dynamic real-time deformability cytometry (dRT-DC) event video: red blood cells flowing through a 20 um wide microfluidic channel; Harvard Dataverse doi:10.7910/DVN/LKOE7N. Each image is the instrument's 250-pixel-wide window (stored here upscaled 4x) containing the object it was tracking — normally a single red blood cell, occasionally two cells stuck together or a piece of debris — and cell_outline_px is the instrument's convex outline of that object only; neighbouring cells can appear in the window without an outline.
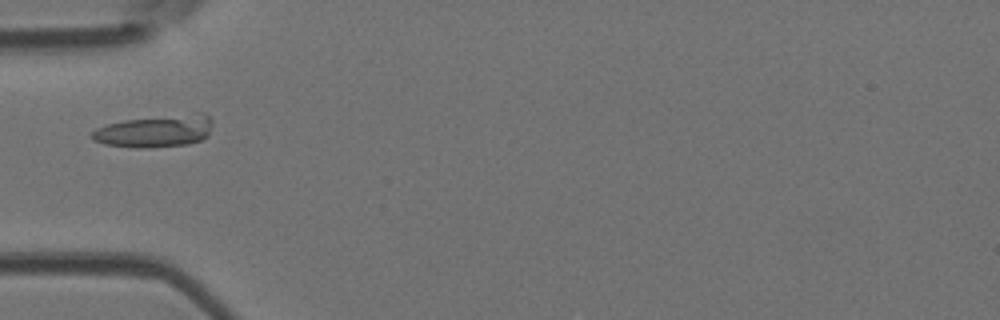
{"species": "Egyptian fruit bat (a non-hibernating species)", "species_latin": "Rousettus aegyptiacus", "temperature_condition": "room temperature", "stored_images_in_passage": 2, "camera_frame_rate_fps": 3000, "um_per_image_px": 0.085, "animal": {"sex": "female"}, "frame": {"image": 1, "passage_image": 2, "time_ms": 0.333, "image_size_px": [1000, 320], "cell_outline_px": [[212, 124], [208, 136], [200, 140], [188, 144], [148, 148], [136, 148], [104, 144], [92, 140], [88, 136], [96, 128], [108, 124], [124, 120], [196, 112], [204, 112], [212, 120]], "centroid_in_image_um": [13.18, 11.14], "position_along_channel_um": 71.8, "area_um2": 22.95}}